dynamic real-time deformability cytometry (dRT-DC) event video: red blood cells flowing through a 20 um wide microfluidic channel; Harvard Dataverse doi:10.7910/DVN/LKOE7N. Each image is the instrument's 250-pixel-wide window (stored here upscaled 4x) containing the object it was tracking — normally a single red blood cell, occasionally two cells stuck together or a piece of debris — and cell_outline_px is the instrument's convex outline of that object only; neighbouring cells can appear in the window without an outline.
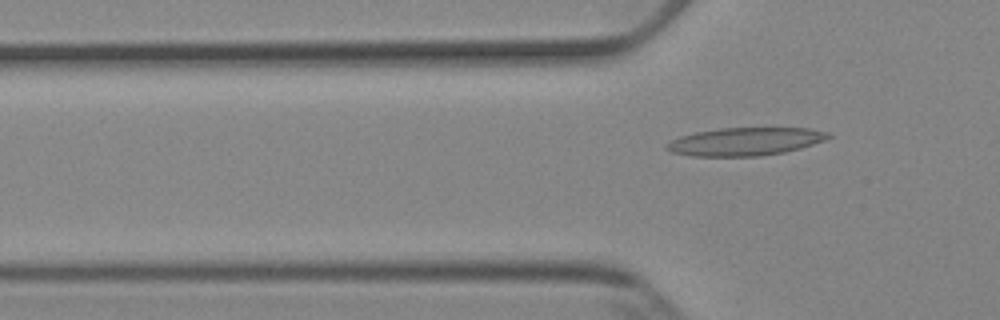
{"species": "Egyptian fruit bat (a non-hibernating species)", "species_latin": "Rousettus aegyptiacus", "temperature_condition": "cold", "stored_images_in_passage": 4, "camera_frame_rate_fps": 3000, "um_per_image_px": 0.085, "animal": {"sex": "female"}, "frame": {"image": 1, "passage_image": 4, "time_ms": 3.333, "image_size_px": [1000, 320], "cell_outline_px": [[832, 136], [824, 140], [800, 148], [784, 152], [760, 156], [692, 156], [672, 152], [664, 148], [664, 144], [668, 140], [680, 136], [696, 132], [720, 128], [808, 128], [828, 132]], "centroid_in_image_um": [63.28, 12.03], "position_along_channel_um": 62.5, "area_um2": 26.41}}